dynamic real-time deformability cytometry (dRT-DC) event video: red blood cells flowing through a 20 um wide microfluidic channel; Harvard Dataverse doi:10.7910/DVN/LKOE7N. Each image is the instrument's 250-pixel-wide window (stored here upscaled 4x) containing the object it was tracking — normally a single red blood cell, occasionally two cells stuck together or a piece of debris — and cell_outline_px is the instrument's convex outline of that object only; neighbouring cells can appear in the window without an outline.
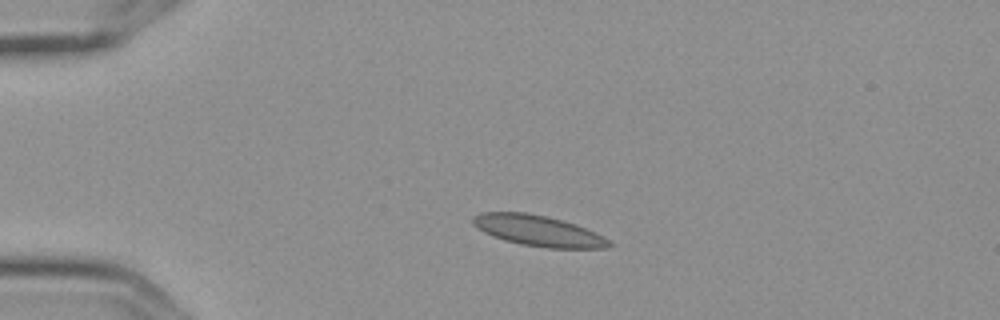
{"species": "Egyptian fruit bat (a non-hibernating species)", "species_latin": "Rousettus aegyptiacus", "temperature_condition": "cold", "stored_images_in_passage": 3, "camera_frame_rate_fps": 3000, "um_per_image_px": 0.085, "frame": {"image": 1, "passage_image": 2, "time_ms": 0.333, "image_size_px": [1000, 320], "cell_outline_px": [[616, 244], [608, 248], [544, 248], [520, 244], [504, 240], [492, 236], [484, 232], [472, 224], [472, 216], [480, 212], [528, 212], [548, 216], [576, 224], [604, 236]], "centroid_in_image_um": [45.77, 19.61], "position_along_channel_um": 39.2, "area_um2": 24.8}}